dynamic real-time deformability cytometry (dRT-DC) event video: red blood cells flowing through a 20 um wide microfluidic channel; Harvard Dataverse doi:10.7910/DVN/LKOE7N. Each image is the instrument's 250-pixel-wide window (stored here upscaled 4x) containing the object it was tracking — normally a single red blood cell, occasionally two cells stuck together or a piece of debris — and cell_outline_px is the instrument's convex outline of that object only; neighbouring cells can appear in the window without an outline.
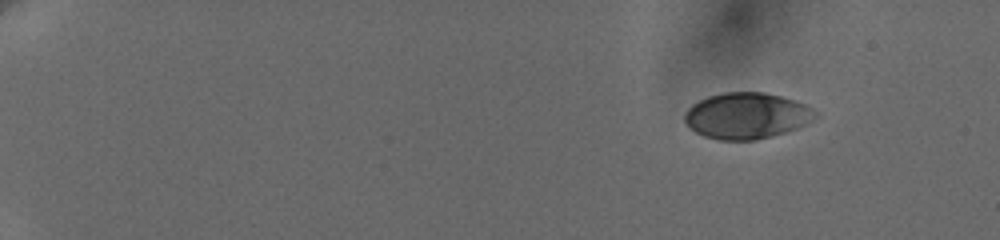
{"species": "human", "species_latin": "Homo sapiens", "temperature_condition": "cold", "stored_images_in_passage": 9, "camera_frame_rate_fps": 3000, "um_per_image_px": 0.085, "donor": {"sex": "female"}, "frame": {"image": 1, "passage_image": 1, "time_ms": 0.0, "image_size_px": [1000, 240], "cell_outline_px": [[820, 116], [808, 124], [800, 128], [772, 136], [756, 140], [720, 140], [704, 136], [696, 132], [684, 120], [684, 112], [692, 104], [708, 96], [724, 92], [764, 92], [796, 100], [820, 112]], "centroid_in_image_um": [63.53, 9.84], "position_along_channel_um": 21.5, "area_um2": 35.55}}
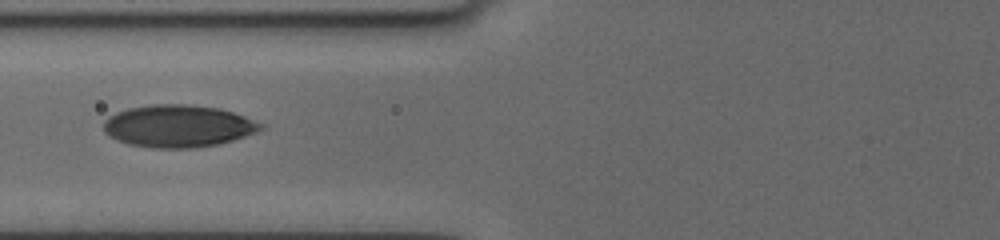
{"frame": {"image": 2, "passage_image": 8, "time_ms": 6.667, "image_size_px": [1000, 240], "cell_outline_px": [[264, 128], [256, 132], [232, 140], [216, 144], [192, 148], [152, 148], [128, 144], [116, 140], [108, 136], [104, 132], [104, 120], [108, 116], [116, 112], [128, 108], [152, 104], [188, 104], [220, 108], [244, 116], [264, 124]], "centroid_in_image_um": [15.11, 10.71], "position_along_channel_um": 110.7, "area_um2": 38.84}}
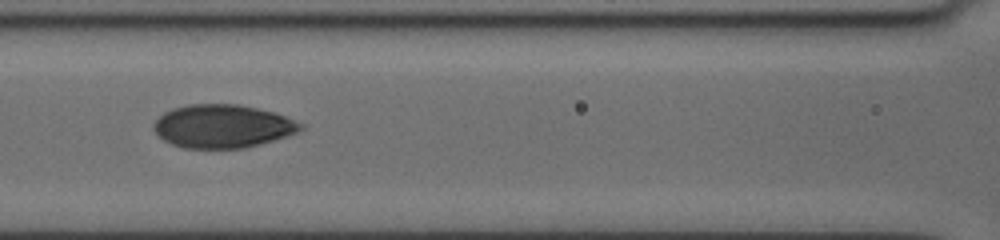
{"frame": {"image": 3, "passage_image": 9, "time_ms": 7.667, "image_size_px": [1000, 240], "cell_outline_px": [[304, 128], [296, 132], [260, 144], [244, 148], [184, 148], [172, 144], [164, 140], [152, 128], [152, 124], [164, 112], [172, 108], [188, 104], [240, 104], [272, 112], [284, 116], [304, 124]], "centroid_in_image_um": [18.88, 10.72], "position_along_channel_um": 147.7, "area_um2": 36.82}}